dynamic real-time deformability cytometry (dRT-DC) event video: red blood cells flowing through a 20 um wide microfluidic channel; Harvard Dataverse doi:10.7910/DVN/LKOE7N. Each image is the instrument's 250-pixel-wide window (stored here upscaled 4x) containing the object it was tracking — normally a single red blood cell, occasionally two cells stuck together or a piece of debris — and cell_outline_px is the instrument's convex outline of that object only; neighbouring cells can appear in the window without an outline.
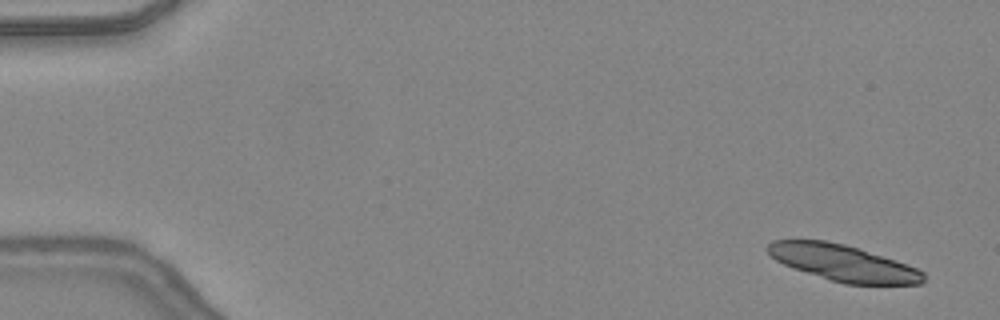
{"species": "common noctule bat (a hibernating species)", "species_latin": "Nyctalus noctula", "temperature_condition": "warm", "stored_images_in_passage": 21, "camera_frame_rate_fps": 3000, "um_per_image_px": 0.085, "animal": {"sex": "female", "body_mass_g": 24.6, "forearm_length_mm": 56.2}, "frame": {"image": 1, "passage_image": 3, "time_ms": 0.667, "image_size_px": [1000, 320], "cell_outline_px": [[924, 284], [844, 284], [784, 264], [776, 260], [764, 248], [772, 240], [824, 240], [844, 244], [896, 260], [916, 268], [924, 272]], "centroid_in_image_um": [71.68, 22.34], "position_along_channel_um": 13.3, "area_um2": 32.43}}
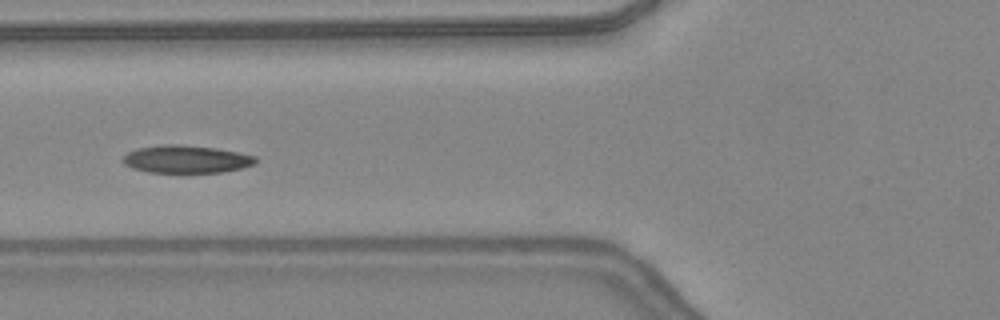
{"frame": {"image": 2, "passage_image": 20, "time_ms": 6.333, "image_size_px": [1000, 320], "cell_outline_px": [[256, 164], [240, 168], [220, 172], [184, 176], [148, 172], [132, 168], [124, 164], [124, 156], [128, 152], [136, 148], [160, 144], [176, 144], [216, 148], [256, 156]], "centroid_in_image_um": [15.8, 13.58], "position_along_channel_um": 110.0, "area_um2": 22.31}}